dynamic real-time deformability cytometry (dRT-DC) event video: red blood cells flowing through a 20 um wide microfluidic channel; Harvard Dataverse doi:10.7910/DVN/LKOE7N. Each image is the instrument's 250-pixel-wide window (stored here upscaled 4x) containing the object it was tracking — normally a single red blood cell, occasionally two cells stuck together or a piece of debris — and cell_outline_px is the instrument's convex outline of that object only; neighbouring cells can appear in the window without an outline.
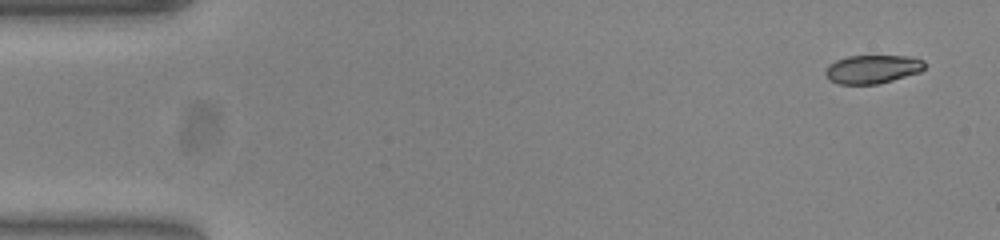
{"species": "common noctule bat (a hibernating species)", "species_latin": "Nyctalus noctula", "temperature_condition": "warm", "stored_images_in_passage": 15, "camera_frame_rate_fps": 3000, "um_per_image_px": 0.085, "animal": {"sex": "female", "body_mass_g": 23.0, "forearm_length_mm": 53.4}, "frame": {"image": 1, "passage_image": 1, "time_ms": 0.0, "image_size_px": [1000, 240], "cell_outline_px": [[924, 68], [920, 72], [892, 80], [876, 84], [840, 84], [828, 80], [824, 72], [828, 64], [836, 60], [848, 56], [904, 56], [924, 60]], "centroid_in_image_um": [74.11, 5.88], "position_along_channel_um": 10.9, "area_um2": 16.42}}
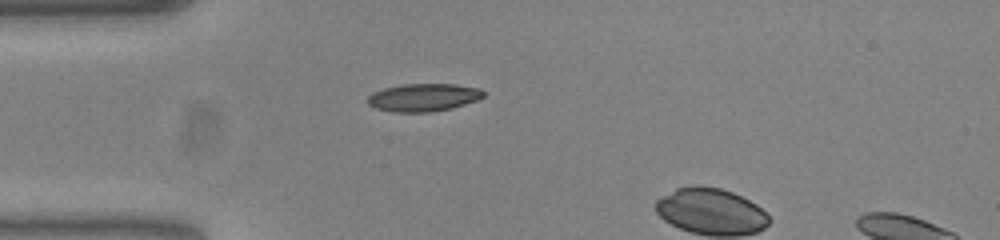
{"frame": {"image": 2, "passage_image": 13, "time_ms": 4.0, "image_size_px": [1000, 240], "cell_outline_px": [[484, 96], [476, 100], [452, 108], [428, 112], [392, 112], [376, 108], [368, 104], [368, 96], [372, 92], [384, 88], [404, 84], [452, 84], [480, 88], [484, 92]], "centroid_in_image_um": [35.97, 8.28], "position_along_channel_um": 49.0, "area_um2": 18.67}}